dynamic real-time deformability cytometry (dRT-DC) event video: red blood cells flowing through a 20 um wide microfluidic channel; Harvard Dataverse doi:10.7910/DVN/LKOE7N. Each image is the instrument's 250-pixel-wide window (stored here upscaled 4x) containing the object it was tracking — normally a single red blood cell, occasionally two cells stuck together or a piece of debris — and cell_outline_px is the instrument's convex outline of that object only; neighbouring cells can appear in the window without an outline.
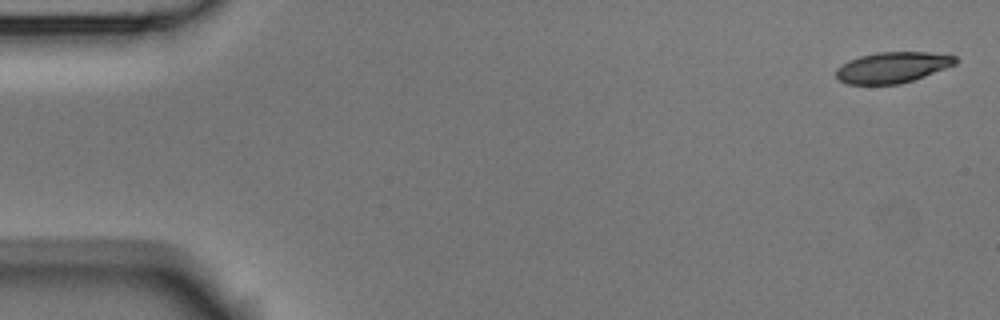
{"species": "Egyptian fruit bat (a non-hibernating species)", "species_latin": "Rousettus aegyptiacus", "temperature_condition": "room temperature", "stored_images_in_passage": 4, "camera_frame_rate_fps": 3000, "um_per_image_px": 0.085, "animal": {"sex": "male"}, "frame": {"image": 1, "passage_image": 1, "time_ms": 0.0, "image_size_px": [1000, 320], "cell_outline_px": [[956, 64], [924, 76], [900, 84], [844, 84], [836, 76], [836, 68], [848, 60], [860, 56], [876, 52], [928, 52], [956, 56]], "centroid_in_image_um": [75.82, 5.72], "position_along_channel_um": 9.2, "area_um2": 21.39}}
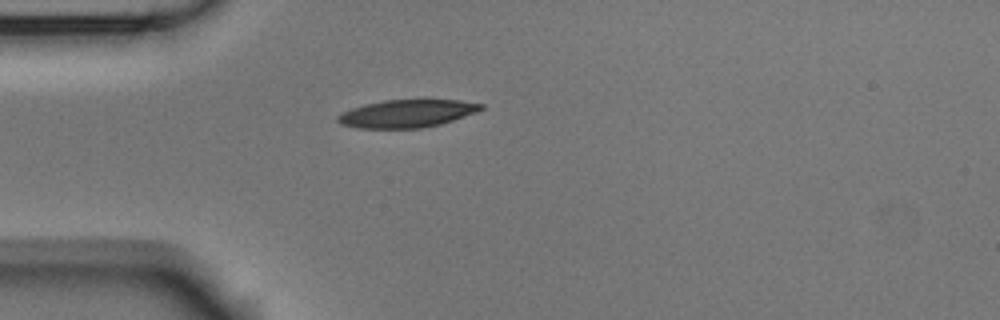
{"frame": {"image": 2, "passage_image": 4, "time_ms": 1.0, "image_size_px": [1000, 320], "cell_outline_px": [[484, 108], [476, 112], [440, 124], [420, 128], [356, 128], [340, 124], [336, 120], [336, 116], [340, 112], [364, 104], [384, 100], [460, 100], [484, 104]], "centroid_in_image_um": [34.54, 9.65], "position_along_channel_um": 50.5, "area_um2": 23.18}}